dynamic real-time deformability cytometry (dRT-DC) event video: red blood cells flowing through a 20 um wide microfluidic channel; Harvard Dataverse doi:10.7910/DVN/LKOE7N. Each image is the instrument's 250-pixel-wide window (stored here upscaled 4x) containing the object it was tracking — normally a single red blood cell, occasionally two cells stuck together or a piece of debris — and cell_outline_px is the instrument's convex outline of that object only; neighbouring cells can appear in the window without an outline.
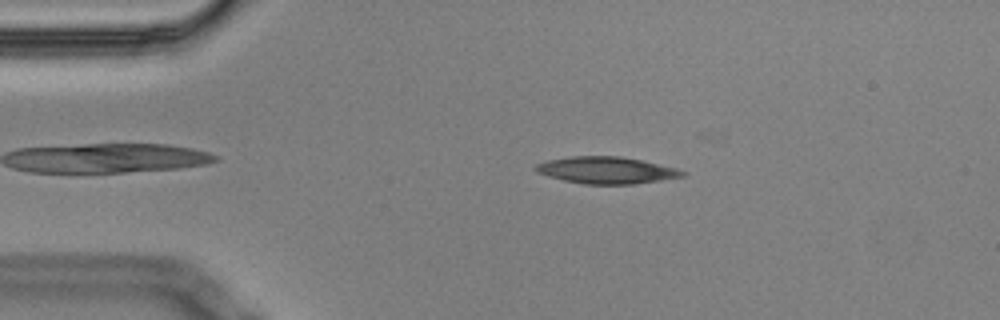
{"species": "Egyptian fruit bat (a non-hibernating species)", "species_latin": "Rousettus aegyptiacus", "temperature_condition": "cold", "stored_images_in_passage": 19, "camera_frame_rate_fps": 3000, "um_per_image_px": 0.085, "animal": {"sex": "male"}, "frame": {"image": 1, "passage_image": 11, "time_ms": 3.333, "image_size_px": [1000, 320], "cell_outline_px": [[688, 172], [684, 176], [636, 184], [584, 184], [564, 180], [548, 176], [536, 172], [532, 168], [536, 164], [548, 160], [568, 156], [620, 156], [640, 160], [676, 168]], "centroid_in_image_um": [51.52, 14.46], "position_along_channel_um": 33.5, "area_um2": 22.95}}